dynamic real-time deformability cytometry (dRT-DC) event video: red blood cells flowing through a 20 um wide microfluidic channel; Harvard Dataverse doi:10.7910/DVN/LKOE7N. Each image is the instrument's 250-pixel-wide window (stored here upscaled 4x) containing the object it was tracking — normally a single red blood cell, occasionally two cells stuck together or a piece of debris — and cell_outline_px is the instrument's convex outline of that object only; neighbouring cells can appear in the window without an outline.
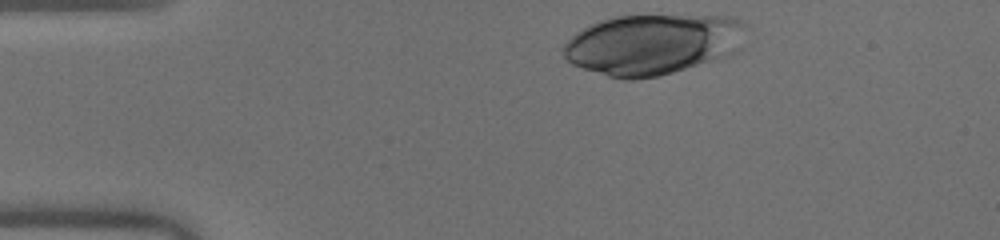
{"species": "human", "species_latin": "Homo sapiens", "temperature_condition": "warm", "stored_images_in_passage": 32, "camera_frame_rate_fps": 3000, "um_per_image_px": 0.085, "donor": {"sex": "male"}, "frame": {"image": 1, "passage_image": 1, "time_ms": 0.0, "image_size_px": [1000, 240], "cell_outline_px": [[752, 24], [740, 48], [732, 56], [660, 76], [636, 80], [624, 80], [608, 76], [572, 64], [564, 56], [564, 44], [576, 32], [588, 24], [600, 20], [616, 16], [732, 16], [744, 20]], "centroid_in_image_um": [55.6, 3.76], "position_along_channel_um": 29.4, "area_um2": 65.66}}